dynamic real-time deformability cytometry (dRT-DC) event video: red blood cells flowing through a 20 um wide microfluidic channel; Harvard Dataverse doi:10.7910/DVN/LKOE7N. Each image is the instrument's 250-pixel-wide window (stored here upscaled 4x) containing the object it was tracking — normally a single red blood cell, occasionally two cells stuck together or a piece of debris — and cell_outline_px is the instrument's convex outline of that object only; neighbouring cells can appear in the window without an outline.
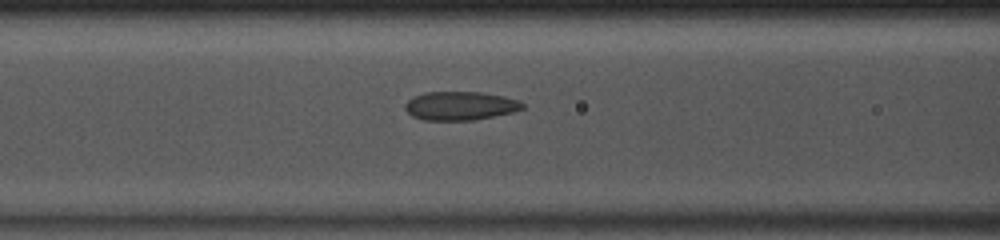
{"species": "common noctule bat (a hibernating species)", "species_latin": "Nyctalus noctula", "temperature_condition": "room temperature", "stored_images_in_passage": 50, "camera_frame_rate_fps": 3000, "um_per_image_px": 0.085, "animal": {"sex": "male", "body_mass_g": 13.0, "forearm_length_mm": 53.1}, "frame": {"image": 1, "passage_image": 21, "time_ms": 6.667, "image_size_px": [1000, 240], "cell_outline_px": [[524, 108], [512, 112], [472, 120], [424, 120], [412, 116], [404, 108], [404, 104], [408, 100], [424, 92], [480, 92], [504, 96], [520, 100], [524, 104]], "centroid_in_image_um": [39.12, 8.99], "position_along_channel_um": 127.5, "area_um2": 19.54}}
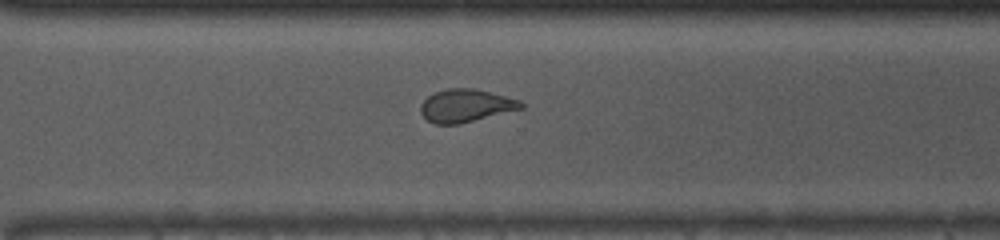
{"frame": {"image": 2, "passage_image": 36, "time_ms": 11.667, "image_size_px": [1000, 240], "cell_outline_px": [[524, 108], [460, 124], [436, 124], [428, 120], [420, 112], [420, 104], [428, 96], [436, 92], [448, 88], [472, 88], [520, 100], [524, 104]], "centroid_in_image_um": [39.59, 8.99], "position_along_channel_um": 331.0, "area_um2": 19.07}}
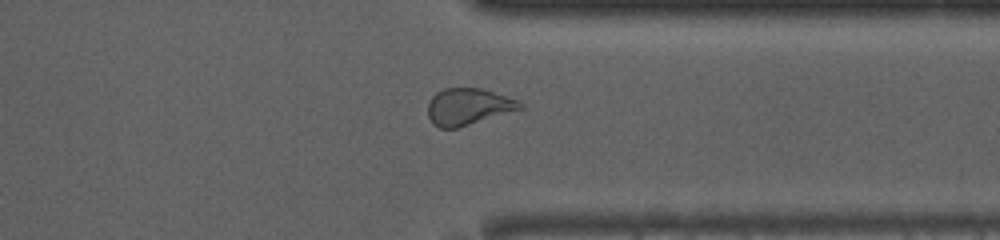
{"frame": {"image": 3, "passage_image": 39, "time_ms": 12.667, "image_size_px": [1000, 240], "cell_outline_px": [[524, 108], [456, 128], [440, 128], [432, 124], [428, 116], [428, 104], [432, 96], [436, 92], [444, 88], [480, 88], [516, 100], [524, 104]], "centroid_in_image_um": [39.76, 9.07], "position_along_channel_um": 371.6, "area_um2": 19.48}, "authors_computed_cell_mechanics": {"area_um2": 21.1548, "velocity_mm_per_s": 4.0743, "shape_relaxation_time_tau1_ms": null, "shape_relaxation_time_tau2_ms": 1.4161, "deformation_change_tau1": null, "deformation_change_tau2": 0.0542}}